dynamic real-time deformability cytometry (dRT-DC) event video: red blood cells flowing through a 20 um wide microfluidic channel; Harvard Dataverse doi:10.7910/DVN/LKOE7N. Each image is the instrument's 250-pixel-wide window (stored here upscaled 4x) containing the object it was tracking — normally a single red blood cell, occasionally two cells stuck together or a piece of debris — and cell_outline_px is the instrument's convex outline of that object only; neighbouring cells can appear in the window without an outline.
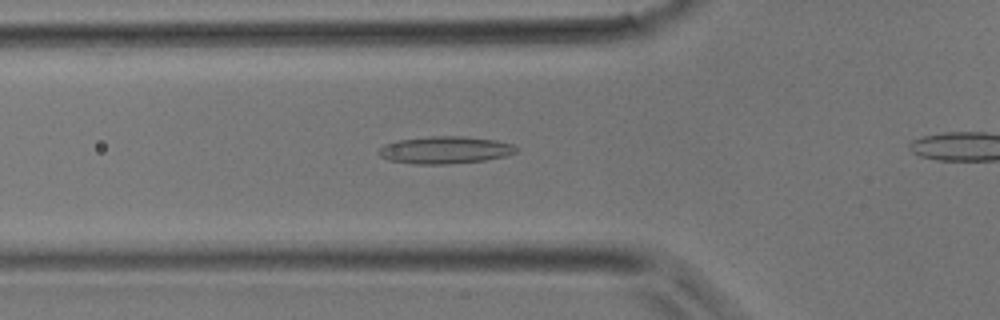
{"species": "common noctule bat (a hibernating species)", "species_latin": "Nyctalus noctula", "temperature_condition": "room temperature", "stored_images_in_passage": 24, "camera_frame_rate_fps": 3000, "um_per_image_px": 0.085, "animal": {"sex": "male", "body_mass_g": 17.9}, "frame": {"image": 1, "passage_image": 5, "time_ms": 1.333, "image_size_px": [1000, 320], "cell_outline_px": [[520, 148], [516, 152], [508, 156], [484, 160], [448, 164], [412, 164], [388, 160], [380, 156], [376, 152], [384, 144], [396, 140], [432, 136], [460, 136], [496, 140], [512, 144]], "centroid_in_image_um": [37.82, 12.75], "position_along_channel_um": 88.0, "area_um2": 22.08}}
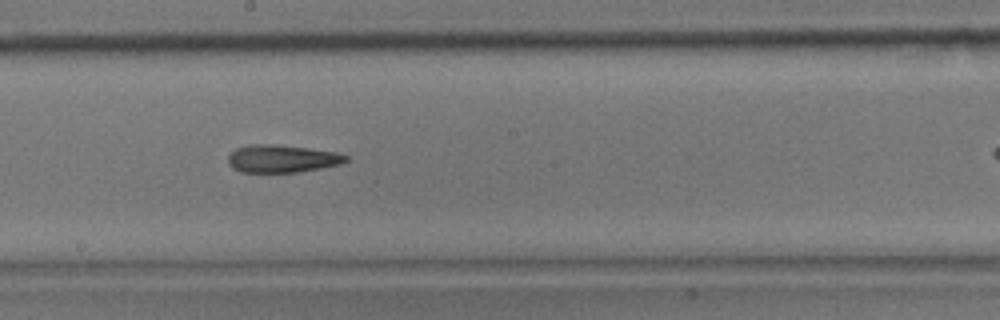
{"frame": {"image": 2, "passage_image": 13, "time_ms": 4.0, "image_size_px": [1000, 320], "cell_outline_px": [[348, 160], [340, 164], [320, 168], [296, 172], [240, 172], [232, 168], [228, 164], [228, 156], [236, 148], [252, 144], [276, 144], [308, 148], [336, 152], [348, 156]], "centroid_in_image_um": [23.94, 13.48], "position_along_channel_um": 224.3, "area_um2": 18.96}}
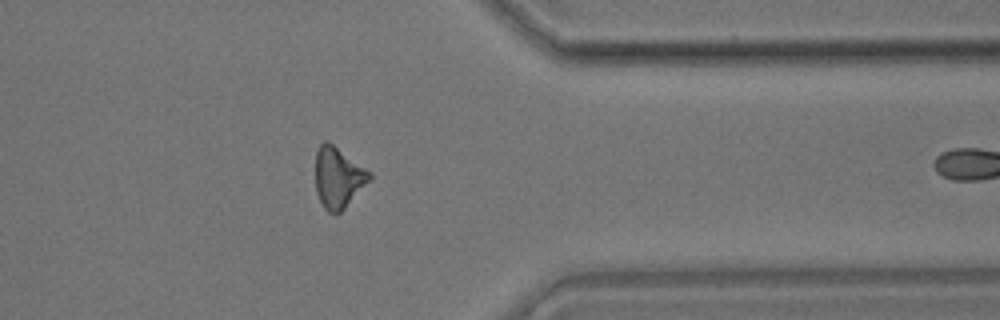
{"frame": {"image": 3, "passage_image": 23, "time_ms": 7.333, "image_size_px": [1000, 320], "cell_outline_px": [[372, 176], [344, 208], [336, 216], [328, 212], [324, 208], [316, 192], [316, 152], [320, 144], [324, 140], [328, 140], [372, 172]], "centroid_in_image_um": [28.73, 15.07], "position_along_channel_um": 382.7, "area_um2": 19.07}}